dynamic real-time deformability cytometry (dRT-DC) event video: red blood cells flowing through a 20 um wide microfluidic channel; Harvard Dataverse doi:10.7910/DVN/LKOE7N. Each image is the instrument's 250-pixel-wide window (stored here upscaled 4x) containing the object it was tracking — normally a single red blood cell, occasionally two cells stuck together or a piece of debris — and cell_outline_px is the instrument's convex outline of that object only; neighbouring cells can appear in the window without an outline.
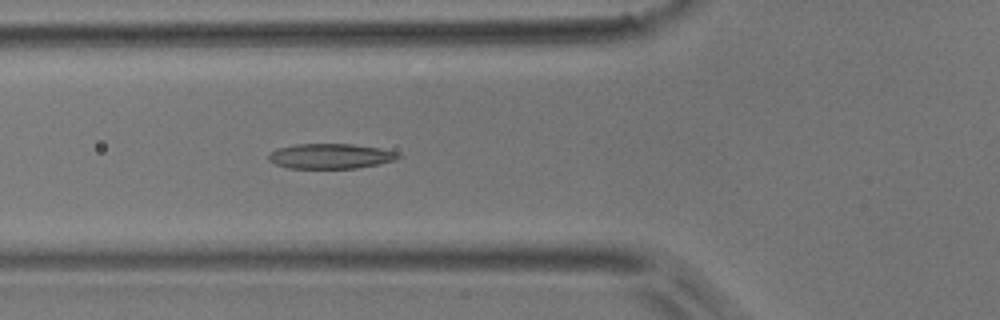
{"species": "common noctule bat (a hibernating species)", "species_latin": "Nyctalus noctula", "temperature_condition": "room temperature", "stored_images_in_passage": 31, "camera_frame_rate_fps": 3000, "um_per_image_px": 0.085, "animal": {"sex": "male", "body_mass_g": 17.9}, "frame": {"image": 1, "passage_image": 16, "time_ms": 5.0, "image_size_px": [1000, 320], "cell_outline_px": [[404, 156], [396, 160], [380, 164], [356, 168], [288, 168], [276, 164], [268, 160], [268, 152], [276, 148], [296, 144], [352, 144], [380, 148], [400, 152]], "centroid_in_image_um": [28.13, 13.27], "position_along_channel_um": 97.7, "area_um2": 19.25}}
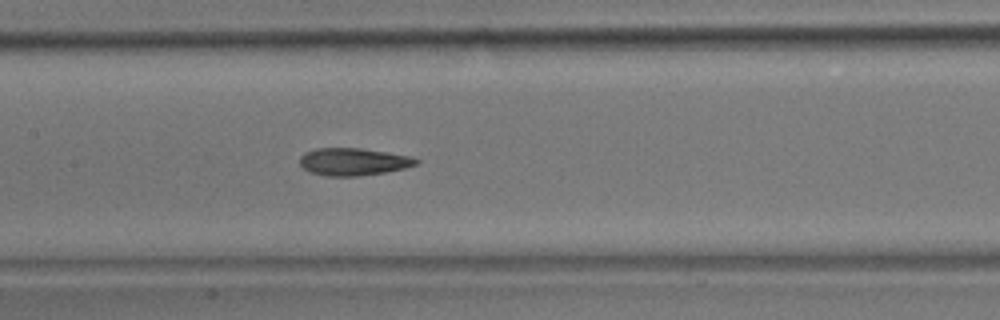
{"frame": {"image": 2, "passage_image": 22, "time_ms": 7.0, "image_size_px": [1000, 320], "cell_outline_px": [[420, 164], [404, 168], [384, 172], [360, 176], [324, 176], [308, 172], [300, 164], [300, 156], [304, 152], [316, 148], [360, 148], [408, 156], [420, 160]], "centroid_in_image_um": [30.0, 13.75], "position_along_channel_um": 177.4, "area_um2": 18.61}}
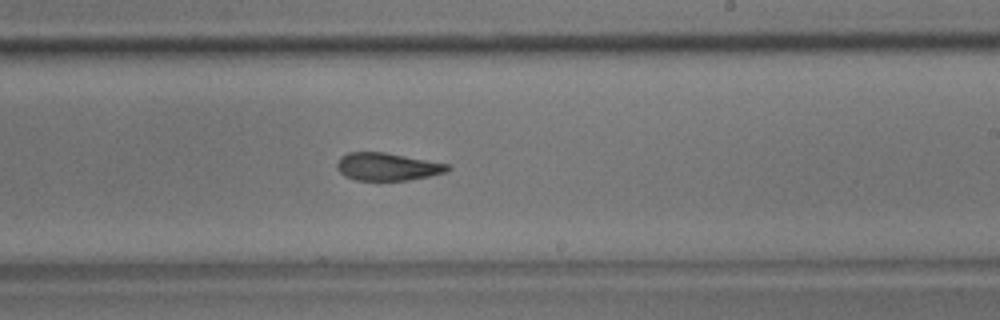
{"frame": {"image": 3, "passage_image": 28, "time_ms": 9.0, "image_size_px": [1000, 320], "cell_outline_px": [[452, 168], [448, 172], [408, 180], [356, 180], [344, 176], [336, 168], [336, 164], [340, 156], [348, 152], [384, 152], [448, 164]], "centroid_in_image_um": [32.9, 14.17], "position_along_channel_um": 256.1, "area_um2": 17.86}}